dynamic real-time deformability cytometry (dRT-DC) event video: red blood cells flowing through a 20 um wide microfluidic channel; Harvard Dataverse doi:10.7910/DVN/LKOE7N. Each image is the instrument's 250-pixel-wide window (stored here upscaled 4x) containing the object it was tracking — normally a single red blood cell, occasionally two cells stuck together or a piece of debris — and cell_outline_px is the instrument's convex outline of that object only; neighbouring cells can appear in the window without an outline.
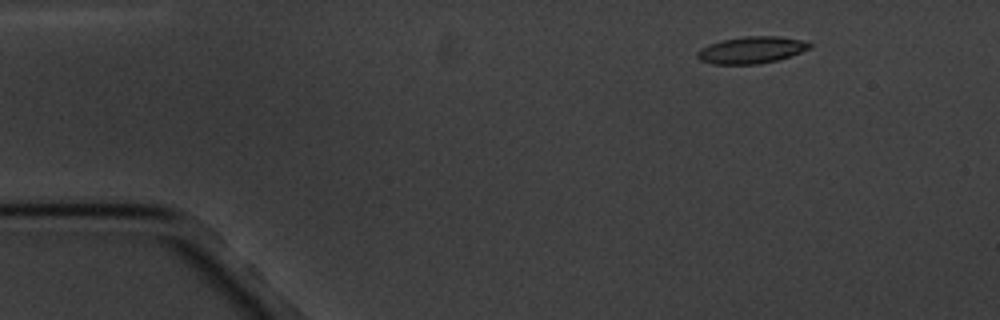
{"species": "common noctule bat (a hibernating species)", "species_latin": "Nyctalus noctula", "temperature_condition": "cold", "stored_images_in_passage": 4, "camera_frame_rate_fps": 3000, "um_per_image_px": 0.085, "animal": {"sex": "male", "body_mass_g": 20.1, "forearm_length_mm": 53.5}, "frame": {"image": 1, "passage_image": 1, "time_ms": 0.0, "image_size_px": [1000, 320], "cell_outline_px": [[812, 48], [776, 60], [760, 64], [712, 64], [700, 60], [696, 56], [696, 52], [700, 48], [724, 40], [744, 36], [780, 36], [800, 40], [812, 44]], "centroid_in_image_um": [63.86, 4.25], "position_along_channel_um": 21.1, "area_um2": 17.4}}
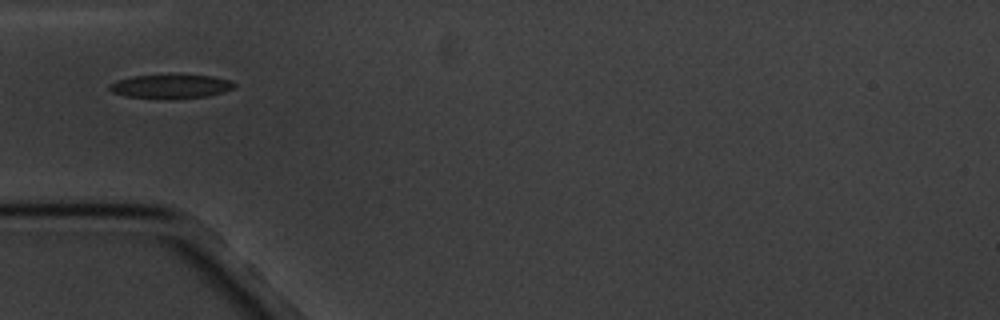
{"frame": {"image": 2, "passage_image": 4, "time_ms": 3.667, "image_size_px": [1000, 320], "cell_outline_px": [[236, 84], [232, 88], [220, 92], [204, 96], [172, 100], [164, 100], [124, 96], [112, 92], [108, 88], [108, 84], [116, 80], [132, 76], [168, 72], [176, 72], [212, 76], [228, 80]], "centroid_in_image_um": [14.42, 7.31], "position_along_channel_um": 70.6, "area_um2": 18.5}}